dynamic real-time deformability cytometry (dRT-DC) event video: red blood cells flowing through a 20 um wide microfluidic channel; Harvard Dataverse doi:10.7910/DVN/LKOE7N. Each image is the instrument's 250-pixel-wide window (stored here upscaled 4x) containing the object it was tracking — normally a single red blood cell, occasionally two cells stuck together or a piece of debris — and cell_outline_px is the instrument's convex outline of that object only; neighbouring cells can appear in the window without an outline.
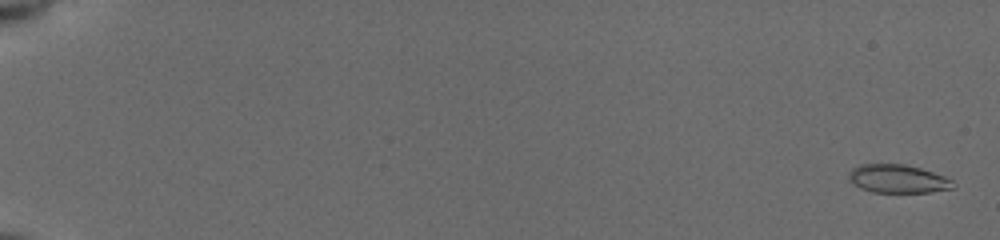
{"species": "common noctule bat (a hibernating species)", "species_latin": "Nyctalus noctula", "temperature_condition": "cold", "stored_images_in_passage": 55, "camera_frame_rate_fps": 3000, "um_per_image_px": 0.085, "animal": {"sex": "female", "body_mass_g": 19.5, "forearm_length_mm": 54.1}, "frame": {"image": 1, "passage_image": 2, "time_ms": 0.333, "image_size_px": [1000, 240], "cell_outline_px": [[956, 188], [928, 192], [872, 192], [860, 188], [852, 184], [848, 176], [848, 172], [852, 168], [860, 164], [904, 164], [920, 168], [944, 176], [952, 180], [956, 184]], "centroid_in_image_um": [76.3, 15.2], "position_along_channel_um": 8.7, "area_um2": 17.34}}
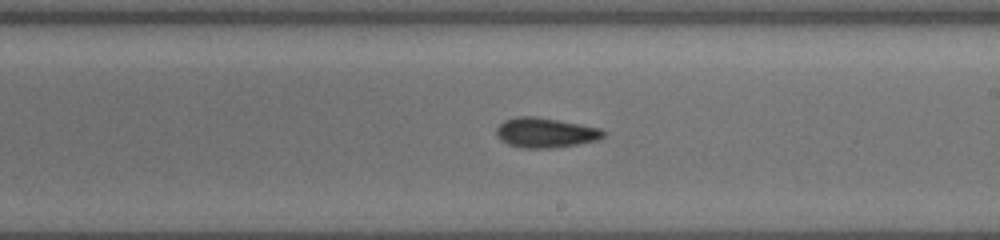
{"frame": {"image": 2, "passage_image": 35, "time_ms": 11.333, "image_size_px": [1000, 240], "cell_outline_px": [[608, 132], [604, 136], [596, 140], [576, 144], [552, 148], [524, 148], [508, 144], [500, 140], [496, 136], [496, 128], [504, 120], [516, 116], [536, 116], [580, 124], [600, 128]], "centroid_in_image_um": [46.34, 11.27], "position_along_channel_um": 242.7, "area_um2": 18.67}}
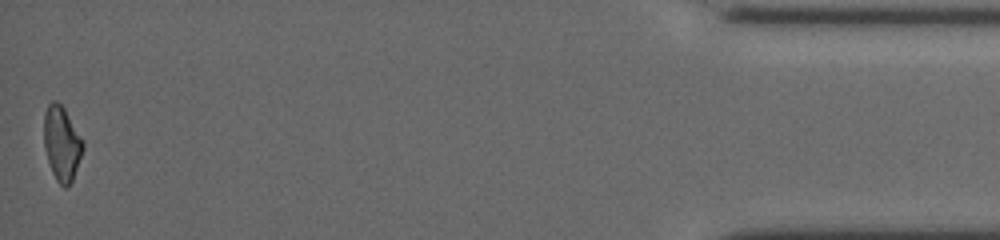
{"frame": {"image": 3, "passage_image": 55, "time_ms": 18.0, "image_size_px": [1000, 240], "cell_outline_px": [[84, 148], [72, 180], [64, 188], [56, 180], [52, 172], [44, 148], [44, 112], [48, 104], [52, 100], [56, 100], [64, 108], [84, 140]], "centroid_in_image_um": [5.25, 12.16], "position_along_channel_um": 430.0, "area_um2": 16.94}, "authors_computed_cell_mechanics": {"area_um2": 17.7446, "velocity_mm_per_s": 3.9444, "shape_relaxation_time_tau1_ms": null, "shape_relaxation_time_tau2_ms": 3.8672, "deformation_change_tau1": null, "deformation_change_tau2": 0.1148}}